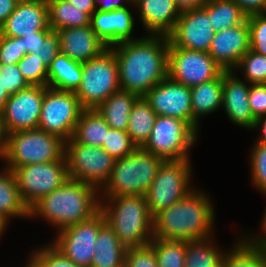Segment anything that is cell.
Returning <instances> with one entry per match:
<instances>
[{"instance_id": "44dd1931", "label": "cell", "mask_w": 266, "mask_h": 267, "mask_svg": "<svg viewBox=\"0 0 266 267\" xmlns=\"http://www.w3.org/2000/svg\"><path fill=\"white\" fill-rule=\"evenodd\" d=\"M90 25L108 47L139 39L132 37L135 21L129 6L109 12L96 10L91 15Z\"/></svg>"}, {"instance_id": "6f0895ef", "label": "cell", "mask_w": 266, "mask_h": 267, "mask_svg": "<svg viewBox=\"0 0 266 267\" xmlns=\"http://www.w3.org/2000/svg\"><path fill=\"white\" fill-rule=\"evenodd\" d=\"M5 142H6V135H5V132H4L3 127H2V118H1V114H0V156H1L2 151L4 149Z\"/></svg>"}, {"instance_id": "f6af8a7d", "label": "cell", "mask_w": 266, "mask_h": 267, "mask_svg": "<svg viewBox=\"0 0 266 267\" xmlns=\"http://www.w3.org/2000/svg\"><path fill=\"white\" fill-rule=\"evenodd\" d=\"M124 267H158L154 249L149 244L127 248Z\"/></svg>"}, {"instance_id": "11a10c76", "label": "cell", "mask_w": 266, "mask_h": 267, "mask_svg": "<svg viewBox=\"0 0 266 267\" xmlns=\"http://www.w3.org/2000/svg\"><path fill=\"white\" fill-rule=\"evenodd\" d=\"M23 49H26V54L31 53L32 50L36 49L37 45V32L22 37Z\"/></svg>"}, {"instance_id": "5b68a950", "label": "cell", "mask_w": 266, "mask_h": 267, "mask_svg": "<svg viewBox=\"0 0 266 267\" xmlns=\"http://www.w3.org/2000/svg\"><path fill=\"white\" fill-rule=\"evenodd\" d=\"M163 161L161 157L141 148L115 159L108 181L99 190V198L145 195Z\"/></svg>"}, {"instance_id": "d4e9b609", "label": "cell", "mask_w": 266, "mask_h": 267, "mask_svg": "<svg viewBox=\"0 0 266 267\" xmlns=\"http://www.w3.org/2000/svg\"><path fill=\"white\" fill-rule=\"evenodd\" d=\"M126 250L106 221L98 232L91 267H124Z\"/></svg>"}, {"instance_id": "9a60e30c", "label": "cell", "mask_w": 266, "mask_h": 267, "mask_svg": "<svg viewBox=\"0 0 266 267\" xmlns=\"http://www.w3.org/2000/svg\"><path fill=\"white\" fill-rule=\"evenodd\" d=\"M44 86H29L10 95L1 114L5 135L38 129Z\"/></svg>"}, {"instance_id": "c3c4849f", "label": "cell", "mask_w": 266, "mask_h": 267, "mask_svg": "<svg viewBox=\"0 0 266 267\" xmlns=\"http://www.w3.org/2000/svg\"><path fill=\"white\" fill-rule=\"evenodd\" d=\"M133 0H95L96 10L101 12H109L121 9L127 6L132 7Z\"/></svg>"}, {"instance_id": "94428289", "label": "cell", "mask_w": 266, "mask_h": 267, "mask_svg": "<svg viewBox=\"0 0 266 267\" xmlns=\"http://www.w3.org/2000/svg\"><path fill=\"white\" fill-rule=\"evenodd\" d=\"M17 3H22V2H30V1H33V0H15Z\"/></svg>"}, {"instance_id": "e575fe53", "label": "cell", "mask_w": 266, "mask_h": 267, "mask_svg": "<svg viewBox=\"0 0 266 267\" xmlns=\"http://www.w3.org/2000/svg\"><path fill=\"white\" fill-rule=\"evenodd\" d=\"M149 245L154 249L158 267H185L187 241L152 238Z\"/></svg>"}, {"instance_id": "74e56055", "label": "cell", "mask_w": 266, "mask_h": 267, "mask_svg": "<svg viewBox=\"0 0 266 267\" xmlns=\"http://www.w3.org/2000/svg\"><path fill=\"white\" fill-rule=\"evenodd\" d=\"M102 148L113 158L119 159L133 153L137 146L132 142L127 131L110 128Z\"/></svg>"}, {"instance_id": "f5cc1de1", "label": "cell", "mask_w": 266, "mask_h": 267, "mask_svg": "<svg viewBox=\"0 0 266 267\" xmlns=\"http://www.w3.org/2000/svg\"><path fill=\"white\" fill-rule=\"evenodd\" d=\"M73 6L86 12L90 17L96 11L95 0H68Z\"/></svg>"}, {"instance_id": "1f68e13d", "label": "cell", "mask_w": 266, "mask_h": 267, "mask_svg": "<svg viewBox=\"0 0 266 267\" xmlns=\"http://www.w3.org/2000/svg\"><path fill=\"white\" fill-rule=\"evenodd\" d=\"M48 4L49 26L53 31L70 27L90 25L91 17L68 0H46Z\"/></svg>"}, {"instance_id": "f35d334b", "label": "cell", "mask_w": 266, "mask_h": 267, "mask_svg": "<svg viewBox=\"0 0 266 267\" xmlns=\"http://www.w3.org/2000/svg\"><path fill=\"white\" fill-rule=\"evenodd\" d=\"M249 157L252 184L263 193L266 191V144L255 142Z\"/></svg>"}, {"instance_id": "e0dca14e", "label": "cell", "mask_w": 266, "mask_h": 267, "mask_svg": "<svg viewBox=\"0 0 266 267\" xmlns=\"http://www.w3.org/2000/svg\"><path fill=\"white\" fill-rule=\"evenodd\" d=\"M144 98L157 115L176 117L193 128L191 89L169 76L151 88Z\"/></svg>"}, {"instance_id": "7dc6e473", "label": "cell", "mask_w": 266, "mask_h": 267, "mask_svg": "<svg viewBox=\"0 0 266 267\" xmlns=\"http://www.w3.org/2000/svg\"><path fill=\"white\" fill-rule=\"evenodd\" d=\"M247 15L266 13V0H232Z\"/></svg>"}, {"instance_id": "3957f363", "label": "cell", "mask_w": 266, "mask_h": 267, "mask_svg": "<svg viewBox=\"0 0 266 267\" xmlns=\"http://www.w3.org/2000/svg\"><path fill=\"white\" fill-rule=\"evenodd\" d=\"M99 190L81 181L68 179L29 209V217H42L59 230L91 219L100 211Z\"/></svg>"}, {"instance_id": "680465c9", "label": "cell", "mask_w": 266, "mask_h": 267, "mask_svg": "<svg viewBox=\"0 0 266 267\" xmlns=\"http://www.w3.org/2000/svg\"><path fill=\"white\" fill-rule=\"evenodd\" d=\"M10 221H8L7 219H5L1 214H0V237L1 235L5 232L6 227L8 226V223Z\"/></svg>"}, {"instance_id": "2e32d148", "label": "cell", "mask_w": 266, "mask_h": 267, "mask_svg": "<svg viewBox=\"0 0 266 267\" xmlns=\"http://www.w3.org/2000/svg\"><path fill=\"white\" fill-rule=\"evenodd\" d=\"M215 33L204 7L184 11L168 35L169 47L208 52Z\"/></svg>"}, {"instance_id": "7402d4cb", "label": "cell", "mask_w": 266, "mask_h": 267, "mask_svg": "<svg viewBox=\"0 0 266 267\" xmlns=\"http://www.w3.org/2000/svg\"><path fill=\"white\" fill-rule=\"evenodd\" d=\"M57 33L60 53L81 64L100 56L109 48L96 35L91 25L63 28Z\"/></svg>"}, {"instance_id": "4316f807", "label": "cell", "mask_w": 266, "mask_h": 267, "mask_svg": "<svg viewBox=\"0 0 266 267\" xmlns=\"http://www.w3.org/2000/svg\"><path fill=\"white\" fill-rule=\"evenodd\" d=\"M0 214L8 221L15 217L29 219V209L24 204L13 170L7 166L0 171Z\"/></svg>"}, {"instance_id": "bcb514c9", "label": "cell", "mask_w": 266, "mask_h": 267, "mask_svg": "<svg viewBox=\"0 0 266 267\" xmlns=\"http://www.w3.org/2000/svg\"><path fill=\"white\" fill-rule=\"evenodd\" d=\"M249 106L255 119L266 115V83L250 85Z\"/></svg>"}, {"instance_id": "db71d44e", "label": "cell", "mask_w": 266, "mask_h": 267, "mask_svg": "<svg viewBox=\"0 0 266 267\" xmlns=\"http://www.w3.org/2000/svg\"><path fill=\"white\" fill-rule=\"evenodd\" d=\"M260 129V136L256 139V142L266 144V115L262 116L255 121L253 129Z\"/></svg>"}, {"instance_id": "8d00e7d4", "label": "cell", "mask_w": 266, "mask_h": 267, "mask_svg": "<svg viewBox=\"0 0 266 267\" xmlns=\"http://www.w3.org/2000/svg\"><path fill=\"white\" fill-rule=\"evenodd\" d=\"M17 65L29 85L48 86V68L35 54L24 55Z\"/></svg>"}, {"instance_id": "7a4b0ae2", "label": "cell", "mask_w": 266, "mask_h": 267, "mask_svg": "<svg viewBox=\"0 0 266 267\" xmlns=\"http://www.w3.org/2000/svg\"><path fill=\"white\" fill-rule=\"evenodd\" d=\"M214 209L206 193L194 188L153 217V238L188 242L212 238Z\"/></svg>"}, {"instance_id": "836d02e7", "label": "cell", "mask_w": 266, "mask_h": 267, "mask_svg": "<svg viewBox=\"0 0 266 267\" xmlns=\"http://www.w3.org/2000/svg\"><path fill=\"white\" fill-rule=\"evenodd\" d=\"M213 239L187 241L185 267H218L225 253Z\"/></svg>"}, {"instance_id": "9c48e42d", "label": "cell", "mask_w": 266, "mask_h": 267, "mask_svg": "<svg viewBox=\"0 0 266 267\" xmlns=\"http://www.w3.org/2000/svg\"><path fill=\"white\" fill-rule=\"evenodd\" d=\"M198 133L184 120L157 115L146 143V152L166 160L190 159V149L197 142Z\"/></svg>"}, {"instance_id": "f546056e", "label": "cell", "mask_w": 266, "mask_h": 267, "mask_svg": "<svg viewBox=\"0 0 266 267\" xmlns=\"http://www.w3.org/2000/svg\"><path fill=\"white\" fill-rule=\"evenodd\" d=\"M156 116L157 114L144 97L136 100L129 115L127 133L137 148H141L149 138Z\"/></svg>"}, {"instance_id": "52a82bcc", "label": "cell", "mask_w": 266, "mask_h": 267, "mask_svg": "<svg viewBox=\"0 0 266 267\" xmlns=\"http://www.w3.org/2000/svg\"><path fill=\"white\" fill-rule=\"evenodd\" d=\"M121 89L114 51L109 47L100 56L82 63V78L74 92L84 109H96Z\"/></svg>"}, {"instance_id": "4dcf8cb0", "label": "cell", "mask_w": 266, "mask_h": 267, "mask_svg": "<svg viewBox=\"0 0 266 267\" xmlns=\"http://www.w3.org/2000/svg\"><path fill=\"white\" fill-rule=\"evenodd\" d=\"M231 250H226L222 258V267H266L264 248L249 241L241 235Z\"/></svg>"}, {"instance_id": "ab89813d", "label": "cell", "mask_w": 266, "mask_h": 267, "mask_svg": "<svg viewBox=\"0 0 266 267\" xmlns=\"http://www.w3.org/2000/svg\"><path fill=\"white\" fill-rule=\"evenodd\" d=\"M59 53V38L56 31L37 32L36 49L32 50L31 54H35V57L42 61L48 68Z\"/></svg>"}, {"instance_id": "cb8c5ba5", "label": "cell", "mask_w": 266, "mask_h": 267, "mask_svg": "<svg viewBox=\"0 0 266 267\" xmlns=\"http://www.w3.org/2000/svg\"><path fill=\"white\" fill-rule=\"evenodd\" d=\"M191 89V106L193 112V129L199 133L200 117L215 113L222 107L223 72L215 79L198 84Z\"/></svg>"}, {"instance_id": "7c38bea8", "label": "cell", "mask_w": 266, "mask_h": 267, "mask_svg": "<svg viewBox=\"0 0 266 267\" xmlns=\"http://www.w3.org/2000/svg\"><path fill=\"white\" fill-rule=\"evenodd\" d=\"M13 172L28 209L69 179L64 156L57 161L17 167Z\"/></svg>"}, {"instance_id": "8992f818", "label": "cell", "mask_w": 266, "mask_h": 267, "mask_svg": "<svg viewBox=\"0 0 266 267\" xmlns=\"http://www.w3.org/2000/svg\"><path fill=\"white\" fill-rule=\"evenodd\" d=\"M64 143L60 137L40 129L11 132L6 135L0 158L13 171L28 164L57 161L64 156Z\"/></svg>"}, {"instance_id": "d6a6232c", "label": "cell", "mask_w": 266, "mask_h": 267, "mask_svg": "<svg viewBox=\"0 0 266 267\" xmlns=\"http://www.w3.org/2000/svg\"><path fill=\"white\" fill-rule=\"evenodd\" d=\"M203 7L210 14L215 32L238 26L247 19V15L232 0H209Z\"/></svg>"}, {"instance_id": "ba28073f", "label": "cell", "mask_w": 266, "mask_h": 267, "mask_svg": "<svg viewBox=\"0 0 266 267\" xmlns=\"http://www.w3.org/2000/svg\"><path fill=\"white\" fill-rule=\"evenodd\" d=\"M190 159L166 160L159 166L156 177L145 193L152 217L184 198L194 187Z\"/></svg>"}, {"instance_id": "603a6c76", "label": "cell", "mask_w": 266, "mask_h": 267, "mask_svg": "<svg viewBox=\"0 0 266 267\" xmlns=\"http://www.w3.org/2000/svg\"><path fill=\"white\" fill-rule=\"evenodd\" d=\"M147 35L168 36L181 12L174 0H133Z\"/></svg>"}, {"instance_id": "8fae6325", "label": "cell", "mask_w": 266, "mask_h": 267, "mask_svg": "<svg viewBox=\"0 0 266 267\" xmlns=\"http://www.w3.org/2000/svg\"><path fill=\"white\" fill-rule=\"evenodd\" d=\"M83 110L74 92L45 86L38 129L68 141Z\"/></svg>"}, {"instance_id": "277c9868", "label": "cell", "mask_w": 266, "mask_h": 267, "mask_svg": "<svg viewBox=\"0 0 266 267\" xmlns=\"http://www.w3.org/2000/svg\"><path fill=\"white\" fill-rule=\"evenodd\" d=\"M100 211L126 248L152 241L153 217L144 195L105 197L100 199Z\"/></svg>"}, {"instance_id": "ac0fdd59", "label": "cell", "mask_w": 266, "mask_h": 267, "mask_svg": "<svg viewBox=\"0 0 266 267\" xmlns=\"http://www.w3.org/2000/svg\"><path fill=\"white\" fill-rule=\"evenodd\" d=\"M249 50L250 29L246 19L238 26L216 32L208 53L224 71H234Z\"/></svg>"}, {"instance_id": "d6986e66", "label": "cell", "mask_w": 266, "mask_h": 267, "mask_svg": "<svg viewBox=\"0 0 266 267\" xmlns=\"http://www.w3.org/2000/svg\"><path fill=\"white\" fill-rule=\"evenodd\" d=\"M39 31H52L46 0L17 3L13 13L0 26V33L7 37H24Z\"/></svg>"}, {"instance_id": "b9f144b4", "label": "cell", "mask_w": 266, "mask_h": 267, "mask_svg": "<svg viewBox=\"0 0 266 267\" xmlns=\"http://www.w3.org/2000/svg\"><path fill=\"white\" fill-rule=\"evenodd\" d=\"M250 29V49L266 56V13L247 16Z\"/></svg>"}, {"instance_id": "7bdbcfd3", "label": "cell", "mask_w": 266, "mask_h": 267, "mask_svg": "<svg viewBox=\"0 0 266 267\" xmlns=\"http://www.w3.org/2000/svg\"><path fill=\"white\" fill-rule=\"evenodd\" d=\"M0 84L9 95L30 86L24 79L17 64H0Z\"/></svg>"}, {"instance_id": "ffe728a7", "label": "cell", "mask_w": 266, "mask_h": 267, "mask_svg": "<svg viewBox=\"0 0 266 267\" xmlns=\"http://www.w3.org/2000/svg\"><path fill=\"white\" fill-rule=\"evenodd\" d=\"M236 74V70L223 71L222 108L233 124L253 130L256 119L249 106L251 84L243 82Z\"/></svg>"}, {"instance_id": "6da1fadb", "label": "cell", "mask_w": 266, "mask_h": 267, "mask_svg": "<svg viewBox=\"0 0 266 267\" xmlns=\"http://www.w3.org/2000/svg\"><path fill=\"white\" fill-rule=\"evenodd\" d=\"M110 48L116 57L122 90L144 97L168 76V36L146 35Z\"/></svg>"}, {"instance_id": "91938a15", "label": "cell", "mask_w": 266, "mask_h": 267, "mask_svg": "<svg viewBox=\"0 0 266 267\" xmlns=\"http://www.w3.org/2000/svg\"><path fill=\"white\" fill-rule=\"evenodd\" d=\"M24 267H41L32 257H29Z\"/></svg>"}, {"instance_id": "5bb4252c", "label": "cell", "mask_w": 266, "mask_h": 267, "mask_svg": "<svg viewBox=\"0 0 266 267\" xmlns=\"http://www.w3.org/2000/svg\"><path fill=\"white\" fill-rule=\"evenodd\" d=\"M224 70L208 52L169 47L168 76L189 88L217 78Z\"/></svg>"}, {"instance_id": "d590c367", "label": "cell", "mask_w": 266, "mask_h": 267, "mask_svg": "<svg viewBox=\"0 0 266 267\" xmlns=\"http://www.w3.org/2000/svg\"><path fill=\"white\" fill-rule=\"evenodd\" d=\"M249 84L266 83V56L251 49L240 59L237 67Z\"/></svg>"}, {"instance_id": "484cf974", "label": "cell", "mask_w": 266, "mask_h": 267, "mask_svg": "<svg viewBox=\"0 0 266 267\" xmlns=\"http://www.w3.org/2000/svg\"><path fill=\"white\" fill-rule=\"evenodd\" d=\"M138 98L134 93L119 89L101 103L96 111L112 129L127 131L129 115Z\"/></svg>"}, {"instance_id": "30bf717a", "label": "cell", "mask_w": 266, "mask_h": 267, "mask_svg": "<svg viewBox=\"0 0 266 267\" xmlns=\"http://www.w3.org/2000/svg\"><path fill=\"white\" fill-rule=\"evenodd\" d=\"M64 157L69 179L88 183L98 190L108 181L115 162L102 147L77 143L73 138L64 143Z\"/></svg>"}, {"instance_id": "4fadbf2b", "label": "cell", "mask_w": 266, "mask_h": 267, "mask_svg": "<svg viewBox=\"0 0 266 267\" xmlns=\"http://www.w3.org/2000/svg\"><path fill=\"white\" fill-rule=\"evenodd\" d=\"M105 222L99 211L89 220L59 230L51 244L76 265L91 267L98 232Z\"/></svg>"}, {"instance_id": "f1b7e54d", "label": "cell", "mask_w": 266, "mask_h": 267, "mask_svg": "<svg viewBox=\"0 0 266 267\" xmlns=\"http://www.w3.org/2000/svg\"><path fill=\"white\" fill-rule=\"evenodd\" d=\"M110 128L96 109H84L76 124L72 138L77 143L102 147Z\"/></svg>"}, {"instance_id": "9f6ffc18", "label": "cell", "mask_w": 266, "mask_h": 267, "mask_svg": "<svg viewBox=\"0 0 266 267\" xmlns=\"http://www.w3.org/2000/svg\"><path fill=\"white\" fill-rule=\"evenodd\" d=\"M10 97V95L3 89V86L0 84V114H2L5 104L7 102V99Z\"/></svg>"}, {"instance_id": "60d3db41", "label": "cell", "mask_w": 266, "mask_h": 267, "mask_svg": "<svg viewBox=\"0 0 266 267\" xmlns=\"http://www.w3.org/2000/svg\"><path fill=\"white\" fill-rule=\"evenodd\" d=\"M30 255L41 267H80L65 257L51 243L38 247Z\"/></svg>"}, {"instance_id": "83f0119b", "label": "cell", "mask_w": 266, "mask_h": 267, "mask_svg": "<svg viewBox=\"0 0 266 267\" xmlns=\"http://www.w3.org/2000/svg\"><path fill=\"white\" fill-rule=\"evenodd\" d=\"M82 78V64L59 53L48 67V87L75 92Z\"/></svg>"}, {"instance_id": "ee69618b", "label": "cell", "mask_w": 266, "mask_h": 267, "mask_svg": "<svg viewBox=\"0 0 266 267\" xmlns=\"http://www.w3.org/2000/svg\"><path fill=\"white\" fill-rule=\"evenodd\" d=\"M24 55L22 37H7L0 33V64H17Z\"/></svg>"}, {"instance_id": "681fc988", "label": "cell", "mask_w": 266, "mask_h": 267, "mask_svg": "<svg viewBox=\"0 0 266 267\" xmlns=\"http://www.w3.org/2000/svg\"><path fill=\"white\" fill-rule=\"evenodd\" d=\"M262 195H264L266 197V191H264L262 193ZM262 225H261V234L259 233L258 235H252L251 237H246L249 241H251L252 243H254L257 246H260L262 248L266 247V209L265 212L263 214V218L261 220Z\"/></svg>"}, {"instance_id": "f907efd6", "label": "cell", "mask_w": 266, "mask_h": 267, "mask_svg": "<svg viewBox=\"0 0 266 267\" xmlns=\"http://www.w3.org/2000/svg\"><path fill=\"white\" fill-rule=\"evenodd\" d=\"M16 4L15 0H0V26L13 13Z\"/></svg>"}, {"instance_id": "816d5d0a", "label": "cell", "mask_w": 266, "mask_h": 267, "mask_svg": "<svg viewBox=\"0 0 266 267\" xmlns=\"http://www.w3.org/2000/svg\"><path fill=\"white\" fill-rule=\"evenodd\" d=\"M180 12L201 8L209 0H174Z\"/></svg>"}]
</instances>
